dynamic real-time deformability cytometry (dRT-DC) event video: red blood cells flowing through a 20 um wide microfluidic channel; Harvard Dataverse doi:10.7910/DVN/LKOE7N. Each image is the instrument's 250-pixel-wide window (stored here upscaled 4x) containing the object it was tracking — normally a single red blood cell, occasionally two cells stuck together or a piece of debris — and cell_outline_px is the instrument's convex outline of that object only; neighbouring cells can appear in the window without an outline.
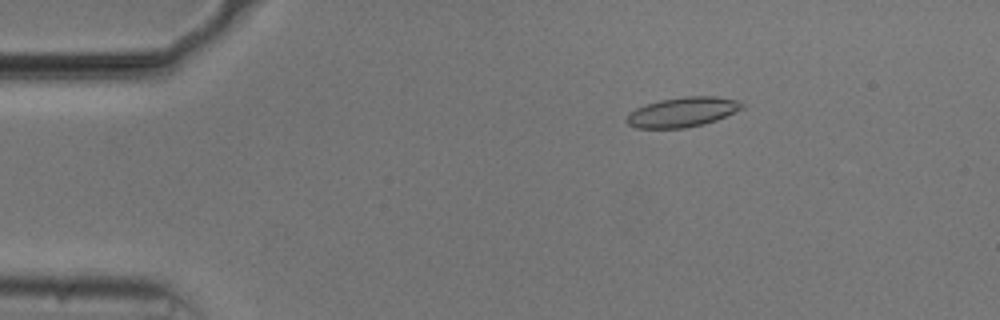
{"species": "common noctule bat (a hibernating species)", "species_latin": "Nyctalus noctula", "temperature_condition": "cold", "stored_images_in_passage": 54, "camera_frame_rate_fps": 3000, "um_per_image_px": 0.085, "animal": {"sex": "male", "body_mass_g": 20.5, "forearm_length_mm": 52.5}, "frame": {"image": 1, "passage_image": 9, "time_ms": 2.667, "image_size_px": [1000, 320], "cell_outline_px": [[744, 108], [716, 120], [704, 124], [684, 128], [636, 128], [628, 124], [624, 120], [628, 112], [636, 108], [660, 100], [684, 96], [716, 96], [740, 100], [744, 104]], "centroid_in_image_um": [58.01, 9.52], "position_along_channel_um": 27.0, "area_um2": 20.17}}
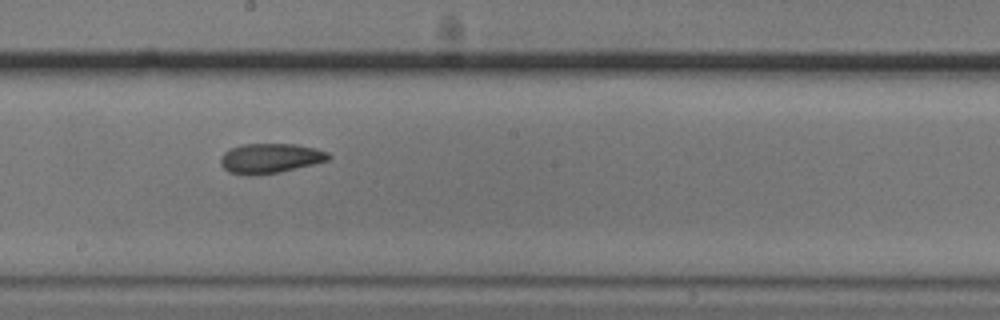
{"frame": {"image": 2, "passage_image": 30, "time_ms": 9.667, "image_size_px": [1000, 320], "cell_outline_px": [[332, 156], [328, 160], [280, 172], [252, 176], [248, 176], [228, 172], [220, 164], [220, 160], [224, 152], [240, 144], [296, 144], [316, 148], [328, 152]], "centroid_in_image_um": [22.95, 13.46], "position_along_channel_um": 225.2, "area_um2": 18.84}}
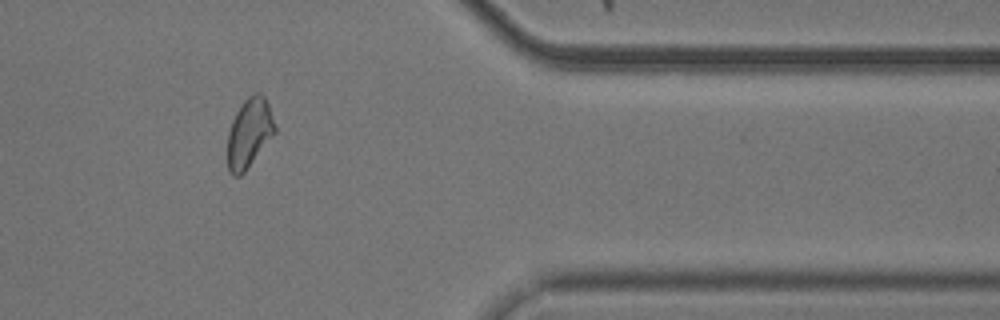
{"frame": {"image": 3, "passage_image": 45, "time_ms": 14.667, "image_size_px": [1000, 320], "cell_outline_px": [[276, 132], [244, 172], [240, 176], [232, 176], [228, 172], [228, 132], [232, 120], [236, 112], [244, 100], [248, 96], [256, 92], [260, 92], [264, 96], [268, 104], [276, 128]], "centroid_in_image_um": [21.18, 11.3], "position_along_channel_um": 390.2, "area_um2": 19.02}, "authors_computed_cell_mechanics": {"area_um2": 19.4208, "velocity_mm_per_s": 3.7062, "shape_relaxation_time_tau1_ms": 10.1622, "shape_relaxation_time_tau2_ms": 3.914, "deformation_change_tau1": 0.1663, "deformation_change_tau2": 0.0868}}